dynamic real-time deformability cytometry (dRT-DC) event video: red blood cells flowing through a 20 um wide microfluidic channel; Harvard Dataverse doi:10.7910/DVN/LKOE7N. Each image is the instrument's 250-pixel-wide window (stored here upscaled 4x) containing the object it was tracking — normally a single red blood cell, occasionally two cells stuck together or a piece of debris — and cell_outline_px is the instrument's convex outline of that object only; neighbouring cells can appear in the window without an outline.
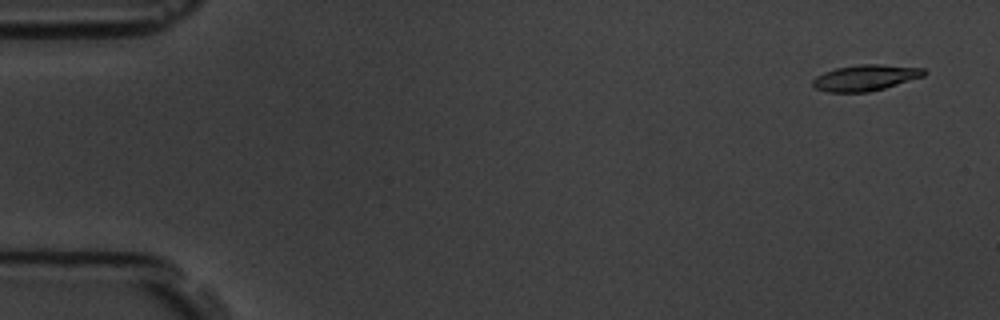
{"species": "common noctule bat (a hibernating species)", "species_latin": "Nyctalus noctula", "temperature_condition": "room temperature", "stored_images_in_passage": 3, "camera_frame_rate_fps": 3000, "um_per_image_px": 0.085, "animal": {"sex": "male", "body_mass_g": 19.5, "forearm_length_mm": 54.6}, "frame": {"image": 1, "passage_image": 1, "time_ms": 0.0, "image_size_px": [1000, 320], "cell_outline_px": [[928, 72], [924, 76], [884, 88], [868, 92], [828, 92], [816, 88], [812, 84], [812, 80], [816, 76], [824, 72], [836, 68], [860, 64], [880, 64], [924, 68]], "centroid_in_image_um": [73.57, 6.6], "position_along_channel_um": 11.4, "area_um2": 16.82}}